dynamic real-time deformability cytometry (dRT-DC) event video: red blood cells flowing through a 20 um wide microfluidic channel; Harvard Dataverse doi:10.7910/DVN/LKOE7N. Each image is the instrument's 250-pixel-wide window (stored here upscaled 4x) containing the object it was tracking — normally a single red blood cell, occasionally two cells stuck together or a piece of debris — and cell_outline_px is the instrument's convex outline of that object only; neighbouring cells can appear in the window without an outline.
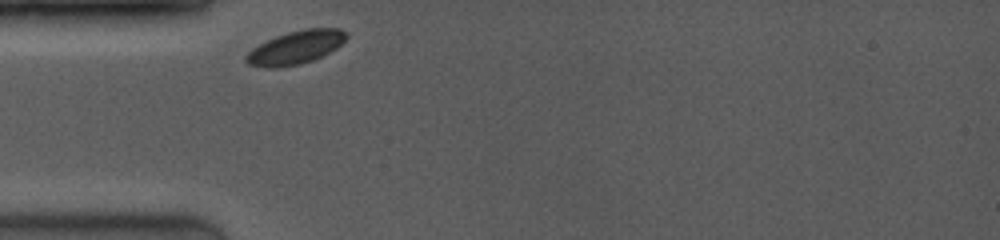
{"species": "common noctule bat (a hibernating species)", "species_latin": "Nyctalus noctula", "temperature_condition": "room temperature", "stored_images_in_passage": 30, "camera_frame_rate_fps": 4000, "um_per_image_px": 0.085, "animal": {"sex": "female", "body_mass_g": 19.0, "forearm_length_mm": 53.3}, "frame": {"image": 1, "passage_image": 1, "time_ms": 0.0, "image_size_px": [1000, 240], "cell_outline_px": [[348, 36], [336, 48], [312, 60], [300, 64], [248, 64], [244, 60], [244, 56], [252, 48], [276, 36], [288, 32], [304, 28], [340, 28], [348, 32]], "centroid_in_image_um": [25.21, 3.95], "position_along_channel_um": 59.8, "area_um2": 18.5}}
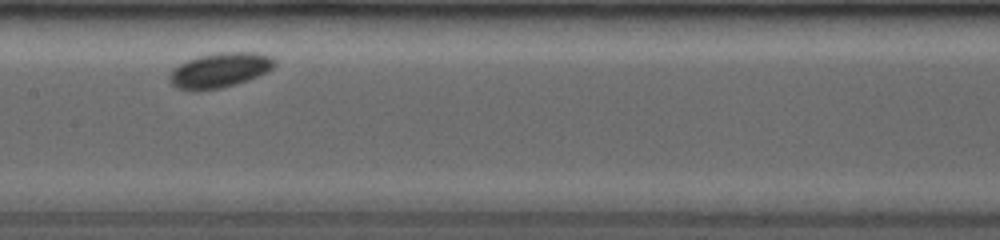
{"frame": {"image": 2, "passage_image": 15, "time_ms": 3.5, "image_size_px": [1000, 240], "cell_outline_px": [[276, 60], [272, 68], [256, 76], [220, 88], [180, 88], [172, 84], [172, 72], [180, 64], [188, 60], [200, 56], [220, 52], [256, 52], [272, 56]], "centroid_in_image_um": [18.76, 5.91], "position_along_channel_um": 188.6, "area_um2": 20.11}}
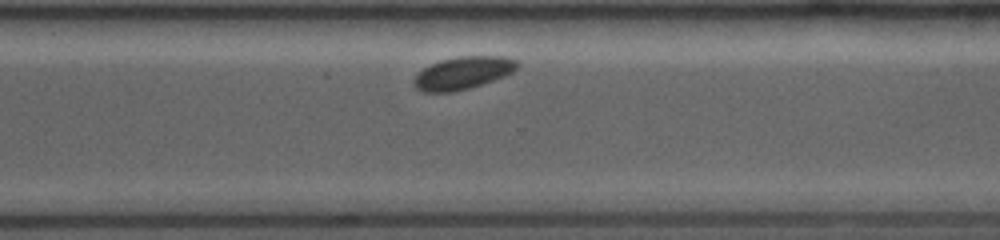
{"frame": {"image": 3, "passage_image": 30, "time_ms": 7.25, "image_size_px": [1000, 240], "cell_outline_px": [[520, 64], [512, 72], [492, 80], [468, 88], [452, 92], [424, 92], [416, 88], [412, 80], [424, 68], [440, 60], [456, 56], [504, 56], [516, 60]], "centroid_in_image_um": [39.34, 6.19], "position_along_channel_um": 331.3, "area_um2": 19.36}}